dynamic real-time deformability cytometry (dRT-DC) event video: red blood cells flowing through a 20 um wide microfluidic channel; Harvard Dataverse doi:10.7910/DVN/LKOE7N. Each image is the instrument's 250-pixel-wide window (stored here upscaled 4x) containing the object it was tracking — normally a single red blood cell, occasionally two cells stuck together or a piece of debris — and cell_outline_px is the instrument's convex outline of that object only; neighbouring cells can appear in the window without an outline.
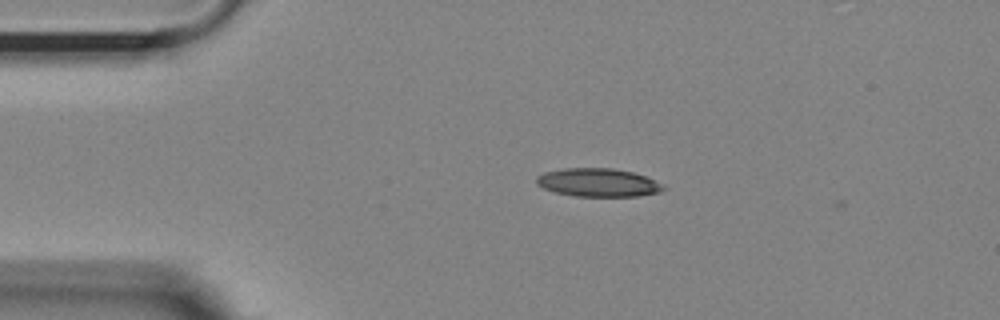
{"species": "Egyptian fruit bat (a non-hibernating species)", "species_latin": "Rousettus aegyptiacus", "temperature_condition": "room temperature", "stored_images_in_passage": 45, "camera_frame_rate_fps": 3000, "um_per_image_px": 0.085, "animal": {"sex": "female"}, "frame": {"image": 1, "passage_image": 2, "time_ms": 0.333, "image_size_px": [1000, 320], "cell_outline_px": [[668, 188], [660, 192], [640, 196], [576, 196], [556, 192], [544, 188], [536, 184], [536, 176], [544, 172], [564, 168], [612, 168], [632, 172], [644, 176], [664, 184]], "centroid_in_image_um": [50.86, 15.51], "position_along_channel_um": 34.1, "area_um2": 20.98}}
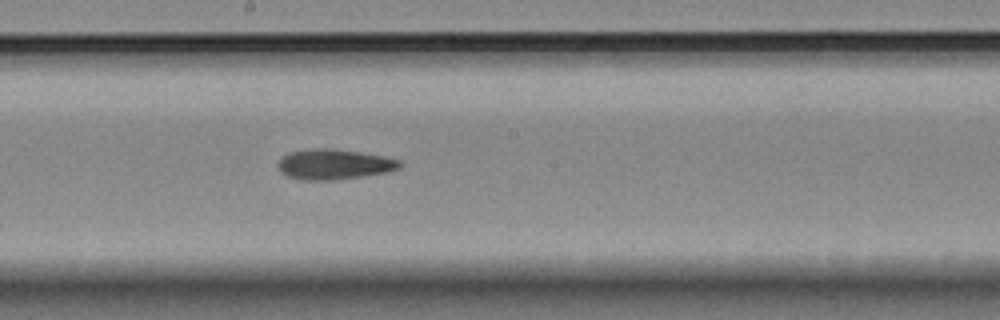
{"frame": {"image": 2, "passage_image": 20, "time_ms": 6.333, "image_size_px": [1000, 320], "cell_outline_px": [[400, 168], [388, 172], [336, 180], [304, 180], [288, 176], [280, 172], [276, 164], [288, 152], [312, 148], [332, 148], [360, 152], [384, 156], [400, 160]], "centroid_in_image_um": [28.38, 13.96], "position_along_channel_um": 219.8, "area_um2": 21.56}}
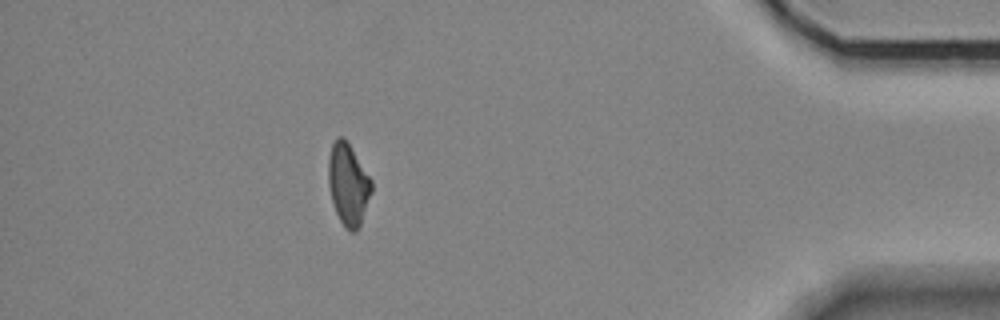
{"frame": {"image": 3, "passage_image": 39, "time_ms": 12.667, "image_size_px": [1000, 320], "cell_outline_px": [[372, 192], [360, 224], [356, 232], [348, 232], [344, 228], [336, 212], [332, 200], [328, 184], [328, 160], [332, 144], [336, 136], [344, 136], [372, 180]], "centroid_in_image_um": [29.59, 15.66], "position_along_channel_um": 405.6, "area_um2": 20.63}, "authors_computed_cell_mechanics": {"area_um2": 20.9236, "velocity_mm_per_s": 3.6908, "shape_relaxation_time_tau1_ms": null, "shape_relaxation_time_tau2_ms": 6.9667, "deformation_change_tau1": null, "deformation_change_tau2": 0.1733}}